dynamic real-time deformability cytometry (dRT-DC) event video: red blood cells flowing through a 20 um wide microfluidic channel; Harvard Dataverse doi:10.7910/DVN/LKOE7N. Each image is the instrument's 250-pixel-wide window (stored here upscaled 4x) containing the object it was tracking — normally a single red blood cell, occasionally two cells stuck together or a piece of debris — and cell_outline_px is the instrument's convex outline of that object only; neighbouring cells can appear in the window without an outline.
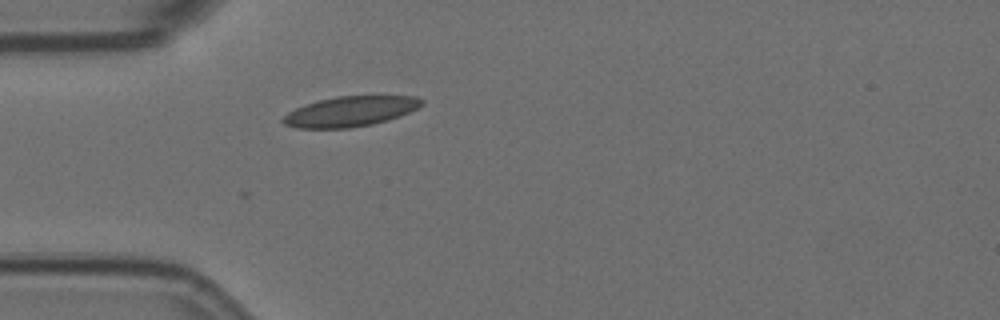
{"species": "Egyptian fruit bat (a non-hibernating species)", "species_latin": "Rousettus aegyptiacus", "temperature_condition": "room temperature", "stored_images_in_passage": 4, "camera_frame_rate_fps": 3000, "um_per_image_px": 0.085, "animal": {"sex": "female"}, "frame": {"image": 1, "passage_image": 1, "time_ms": 0.0, "image_size_px": [1000, 320], "cell_outline_px": [[424, 104], [400, 116], [388, 120], [372, 124], [348, 128], [296, 128], [284, 124], [280, 120], [288, 112], [304, 104], [336, 96], [416, 96], [424, 100]], "centroid_in_image_um": [29.76, 9.47], "position_along_channel_um": 55.2, "area_um2": 24.33}}